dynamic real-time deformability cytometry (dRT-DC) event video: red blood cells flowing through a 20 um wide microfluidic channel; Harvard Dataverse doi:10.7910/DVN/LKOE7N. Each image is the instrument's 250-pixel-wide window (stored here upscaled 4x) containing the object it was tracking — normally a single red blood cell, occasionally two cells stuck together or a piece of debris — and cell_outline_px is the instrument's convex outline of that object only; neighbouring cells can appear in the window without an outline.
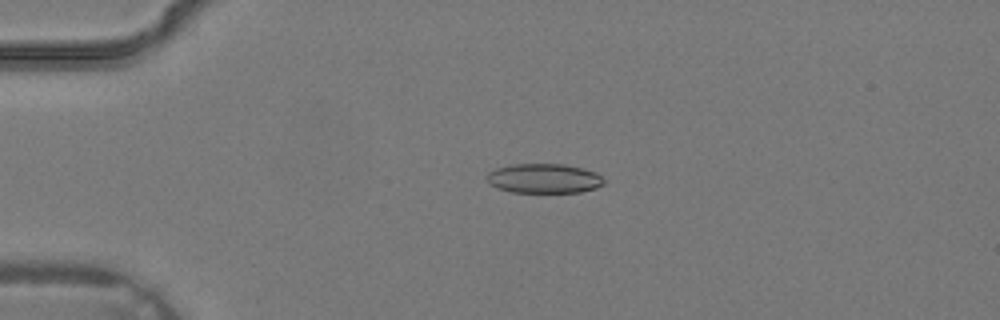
{"species": "common noctule bat (a hibernating species)", "species_latin": "Nyctalus noctula", "temperature_condition": "warm", "stored_images_in_passage": 37, "camera_frame_rate_fps": 3000, "um_per_image_px": 0.085, "animal": {"sex": "male", "body_mass_g": 19.2, "forearm_length_mm": 51.8}, "frame": {"image": 1, "passage_image": 9, "time_ms": 2.667, "image_size_px": [1000, 320], "cell_outline_px": [[604, 184], [596, 188], [580, 192], [512, 192], [496, 188], [484, 176], [488, 172], [496, 168], [508, 164], [564, 164], [584, 168], [596, 172], [604, 180]], "centroid_in_image_um": [46.23, 15.16], "position_along_channel_um": 38.8, "area_um2": 20.29}}
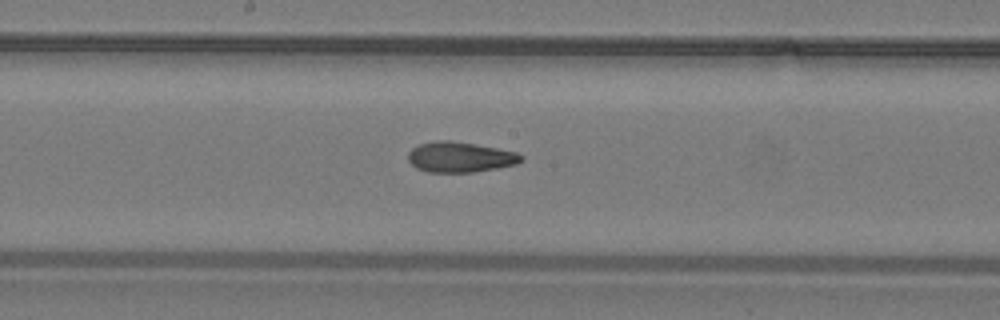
{"frame": {"image": 2, "passage_image": 20, "time_ms": 6.333, "image_size_px": [1000, 320], "cell_outline_px": [[524, 160], [516, 164], [496, 168], [472, 172], [428, 172], [416, 168], [408, 160], [408, 152], [412, 148], [420, 144], [436, 140], [452, 140], [496, 148], [516, 152], [524, 156]], "centroid_in_image_um": [39.1, 13.35], "position_along_channel_um": 209.1, "area_um2": 20.0}}
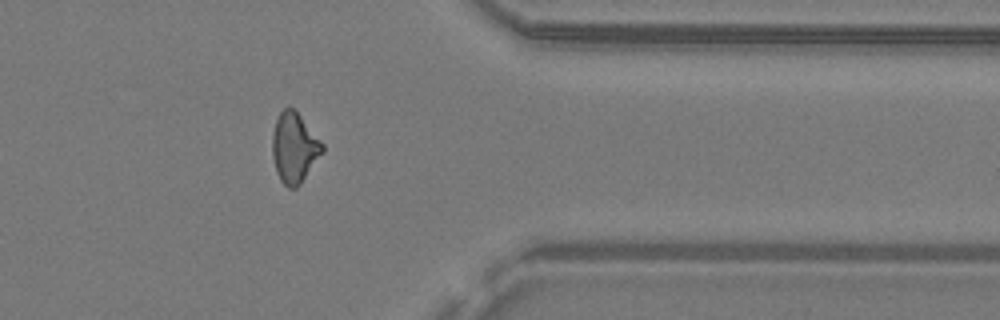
{"frame": {"image": 3, "passage_image": 30, "time_ms": 9.667, "image_size_px": [1000, 320], "cell_outline_px": [[324, 152], [300, 184], [296, 188], [288, 188], [280, 180], [276, 172], [272, 156], [272, 132], [276, 120], [280, 112], [284, 108], [292, 108], [300, 116], [324, 144]], "centroid_in_image_um": [25.01, 12.59], "position_along_channel_um": 386.4, "area_um2": 20.4}}